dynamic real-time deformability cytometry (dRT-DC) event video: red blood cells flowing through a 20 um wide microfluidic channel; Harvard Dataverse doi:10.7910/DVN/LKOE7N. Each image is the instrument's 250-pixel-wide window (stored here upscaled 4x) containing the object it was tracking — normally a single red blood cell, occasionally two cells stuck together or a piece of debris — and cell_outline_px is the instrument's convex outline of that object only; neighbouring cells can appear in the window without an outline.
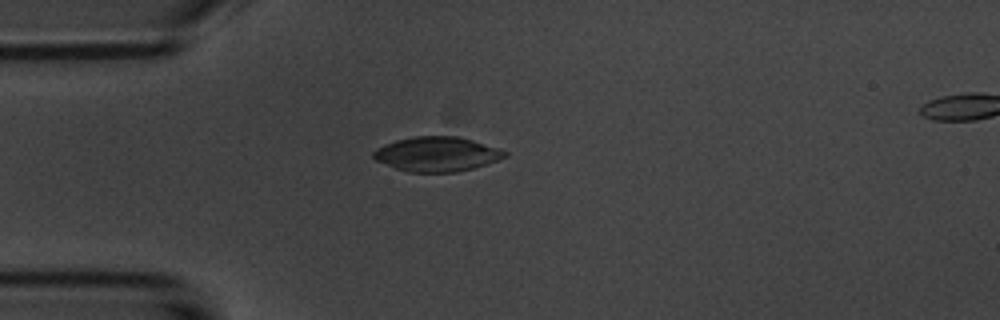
{"species": "common noctule bat (a hibernating species)", "species_latin": "Nyctalus noctula", "temperature_condition": "room temperature", "stored_images_in_passage": 44, "camera_frame_rate_fps": 3000, "um_per_image_px": 0.085, "animal": {"sex": "male", "body_mass_g": 20.1, "forearm_length_mm": 53.5}, "frame": {"image": 1, "passage_image": 5, "time_ms": 1.333, "image_size_px": [1000, 320], "cell_outline_px": [[508, 156], [472, 168], [456, 172], [408, 172], [396, 168], [376, 160], [372, 156], [372, 152], [376, 148], [384, 144], [396, 140], [412, 136], [456, 136], [472, 140], [500, 148], [508, 152]], "centroid_in_image_um": [37.12, 13.09], "position_along_channel_um": 47.9, "area_um2": 26.41}}
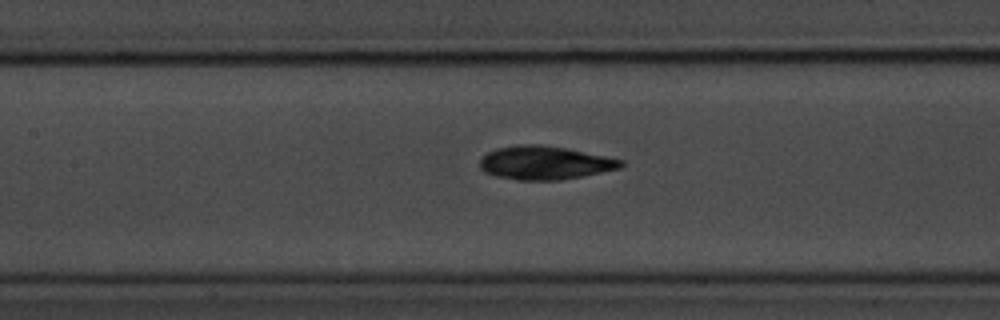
{"frame": {"image": 2, "passage_image": 15, "time_ms": 4.667, "image_size_px": [1000, 320], "cell_outline_px": [[624, 164], [620, 168], [560, 180], [516, 180], [496, 176], [484, 172], [480, 168], [480, 160], [488, 152], [496, 148], [516, 144], [540, 144], [568, 148], [624, 160]], "centroid_in_image_um": [46.28, 13.83], "position_along_channel_um": 161.1, "area_um2": 27.57}}
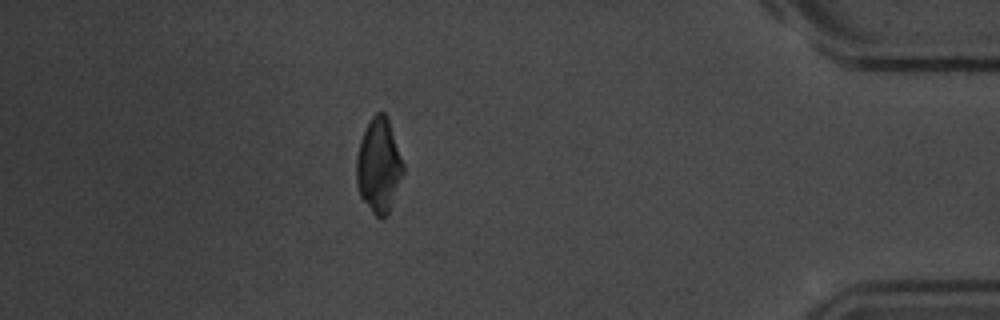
{"frame": {"image": 3, "passage_image": 38, "time_ms": 12.333, "image_size_px": [1000, 320], "cell_outline_px": [[404, 172], [388, 212], [380, 220], [372, 212], [360, 196], [356, 184], [356, 156], [360, 140], [372, 116], [376, 112], [384, 112], [388, 116], [404, 164]], "centroid_in_image_um": [32.19, 14.05], "position_along_channel_um": 403.0, "area_um2": 25.72}, "authors_computed_cell_mechanics": {"area_um2": 26.5302, "velocity_mm_per_s": 3.7441, "shape_relaxation_time_tau1_ms": 3.3066, "shape_relaxation_time_tau2_ms": 4.3284, "deformation_change_tau1": 0.1055, "deformation_change_tau2": 0.0928}}